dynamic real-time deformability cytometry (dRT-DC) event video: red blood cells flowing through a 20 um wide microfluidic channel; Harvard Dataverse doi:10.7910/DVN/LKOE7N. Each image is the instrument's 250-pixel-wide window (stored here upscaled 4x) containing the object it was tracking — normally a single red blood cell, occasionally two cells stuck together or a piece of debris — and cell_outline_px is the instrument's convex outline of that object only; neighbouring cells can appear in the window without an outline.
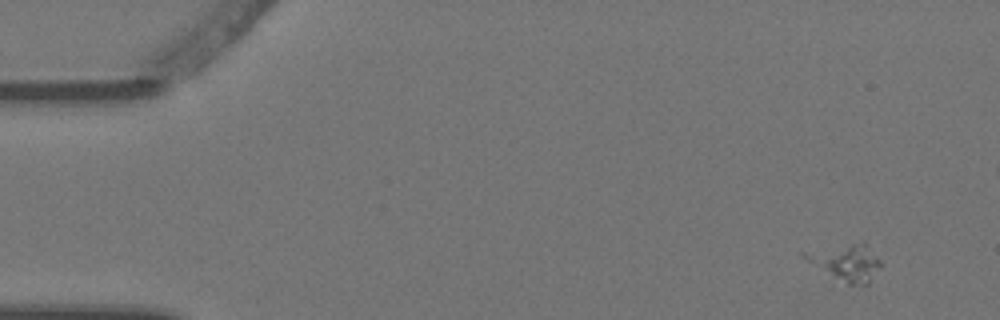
{"species": "Egyptian fruit bat (a non-hibernating species)", "species_latin": "Rousettus aegyptiacus", "temperature_condition": "warm", "stored_images_in_passage": 6, "camera_frame_rate_fps": 3000, "um_per_image_px": 0.085, "animal": {"sex": "female"}, "frame": {"image": 1, "passage_image": 1, "time_ms": 0.0, "image_size_px": [1000, 320], "cell_outline_px": [[880, 268], [868, 284], [848, 284], [800, 256], [800, 252], [864, 240], [880, 260]], "centroid_in_image_um": [71.95, 22.24], "position_along_channel_um": 13.0, "area_um2": 15.95}}
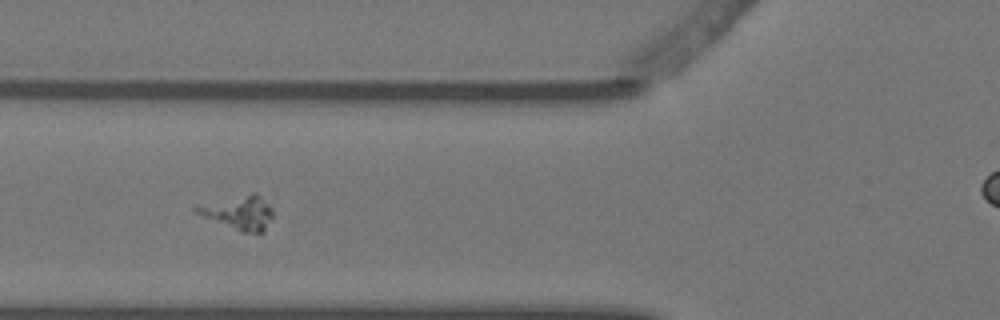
{"frame": {"image": 2, "passage_image": 5, "time_ms": 1.333, "image_size_px": [1000, 320], "cell_outline_px": [[272, 216], [264, 232], [244, 232], [204, 216], [196, 212], [192, 208], [252, 192], [256, 192], [272, 208]], "centroid_in_image_um": [20.38, 18.06], "position_along_channel_um": 105.4, "area_um2": 14.28}}
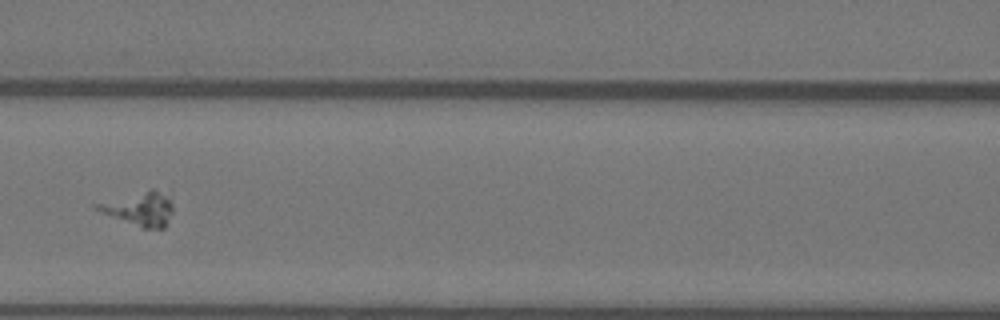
{"frame": {"image": 3, "passage_image": 6, "time_ms": 1.667, "image_size_px": [1000, 320], "cell_outline_px": [[172, 212], [164, 228], [140, 228], [100, 212], [92, 204], [152, 188], [168, 200], [172, 204]], "centroid_in_image_um": [11.8, 17.77], "position_along_channel_um": 154.8, "area_um2": 14.62}}